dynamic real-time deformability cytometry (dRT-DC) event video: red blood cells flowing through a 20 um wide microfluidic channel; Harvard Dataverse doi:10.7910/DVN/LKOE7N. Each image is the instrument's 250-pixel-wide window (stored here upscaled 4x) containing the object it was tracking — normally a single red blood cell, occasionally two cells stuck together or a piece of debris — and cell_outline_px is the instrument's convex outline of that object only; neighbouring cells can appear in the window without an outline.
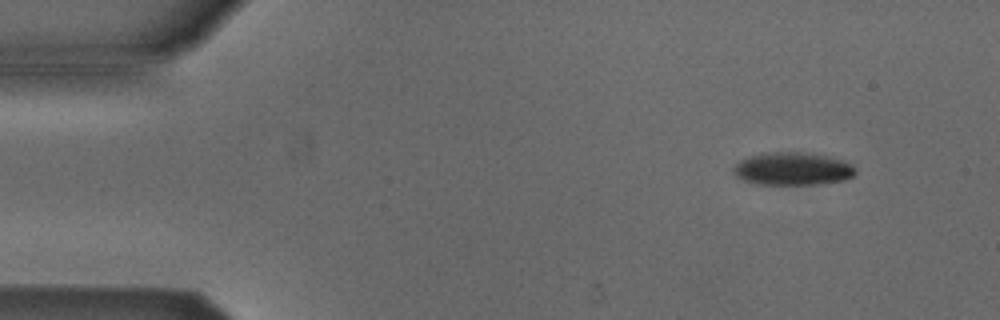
{"species": "Egyptian fruit bat (a non-hibernating species)", "species_latin": "Rousettus aegyptiacus", "temperature_condition": "cold", "stored_images_in_passage": 4, "camera_frame_rate_fps": 3000, "um_per_image_px": 0.085, "animal": {"sex": "male"}, "frame": {"image": 1, "passage_image": 1, "time_ms": 0.0, "image_size_px": [1000, 320], "cell_outline_px": [[856, 172], [852, 176], [844, 180], [812, 184], [756, 184], [744, 180], [736, 176], [732, 168], [740, 160], [748, 156], [764, 152], [800, 152], [828, 156], [852, 164], [856, 168]], "centroid_in_image_um": [67.34, 14.34], "position_along_channel_um": 17.7, "area_um2": 23.24}}
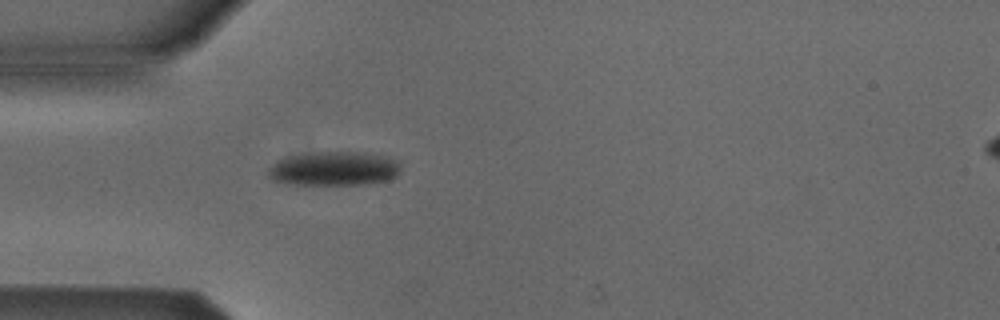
{"frame": {"image": 2, "passage_image": 4, "time_ms": 3.333, "image_size_px": [1000, 320], "cell_outline_px": [[400, 168], [396, 176], [388, 180], [368, 184], [296, 184], [272, 180], [268, 176], [268, 168], [276, 160], [288, 156], [316, 152], [352, 152], [380, 156], [392, 160], [400, 164]], "centroid_in_image_um": [28.33, 14.34], "position_along_channel_um": 56.7, "area_um2": 25.89}}